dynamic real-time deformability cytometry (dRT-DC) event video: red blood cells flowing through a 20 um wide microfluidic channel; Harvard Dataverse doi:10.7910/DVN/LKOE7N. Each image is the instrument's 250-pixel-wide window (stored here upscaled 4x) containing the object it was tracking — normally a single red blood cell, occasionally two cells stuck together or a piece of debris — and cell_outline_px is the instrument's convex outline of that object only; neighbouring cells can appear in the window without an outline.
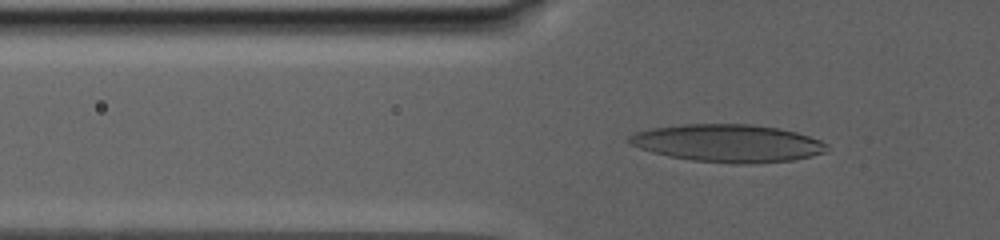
{"species": "human", "species_latin": "Homo sapiens", "temperature_condition": "warm", "stored_images_in_passage": 45, "camera_frame_rate_fps": 3000, "um_per_image_px": 0.085, "donor": {"sex": "male"}, "frame": {"image": 1, "passage_image": 16, "time_ms": 7.333, "image_size_px": [1000, 240], "cell_outline_px": [[832, 148], [824, 152], [812, 156], [796, 160], [748, 164], [740, 164], [692, 160], [668, 156], [652, 152], [628, 144], [628, 136], [636, 132], [652, 128], [684, 124], [752, 124], [780, 128], [796, 132], [820, 140], [828, 144]], "centroid_in_image_um": [61.9, 12.17], "position_along_channel_um": 63.9, "area_um2": 43.64}}
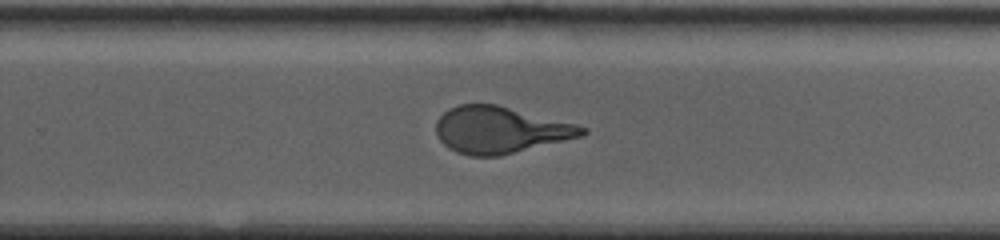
{"frame": {"image": 2, "passage_image": 31, "time_ms": 16.667, "image_size_px": [1000, 240], "cell_outline_px": [[588, 132], [584, 136], [500, 156], [468, 156], [456, 152], [448, 148], [440, 140], [436, 132], [436, 120], [448, 108], [460, 104], [496, 104], [576, 124], [588, 128]], "centroid_in_image_um": [42.52, 11.05], "position_along_channel_um": 287.3, "area_um2": 39.88}}
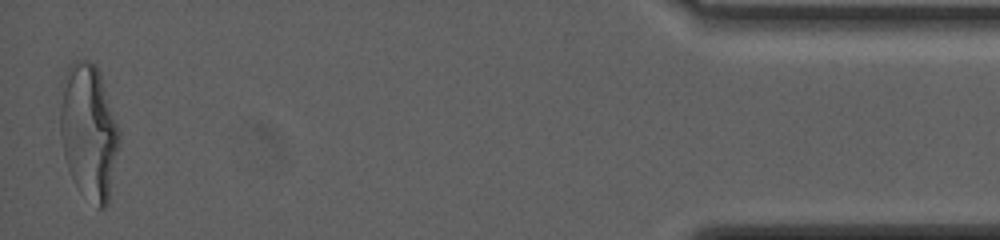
{"frame": {"image": 3, "passage_image": 45, "time_ms": 25.0, "image_size_px": [1000, 240], "cell_outline_px": [[120, 144], [108, 204], [104, 208], [96, 208], [80, 192], [72, 180], [64, 156], [60, 136], [60, 84], [68, 64], [76, 60], [88, 60], [96, 64], [100, 72], [120, 128]], "centroid_in_image_um": [7.54, 11.17], "position_along_channel_um": 427.7, "area_um2": 47.8}, "authors_computed_cell_mechanics": {"area_um2": 41.616, "velocity_mm_per_s": 2.5218, "shape_relaxation_time_tau1_ms": 7.9984, "shape_relaxation_time_tau2_ms": null, "deformation_change_tau1": 0.2576, "deformation_change_tau2": null}}